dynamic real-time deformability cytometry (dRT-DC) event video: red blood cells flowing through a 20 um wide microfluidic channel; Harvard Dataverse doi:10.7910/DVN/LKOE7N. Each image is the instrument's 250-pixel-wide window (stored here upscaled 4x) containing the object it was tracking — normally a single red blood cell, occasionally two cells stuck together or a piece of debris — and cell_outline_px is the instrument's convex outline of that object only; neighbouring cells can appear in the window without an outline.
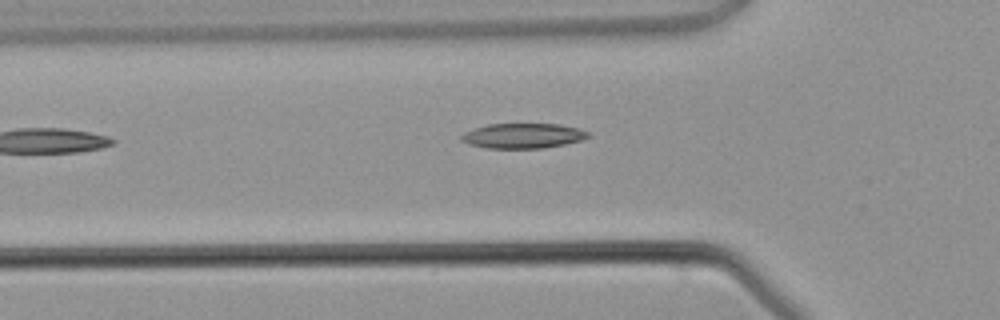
{"species": "common noctule bat (a hibernating species)", "species_latin": "Nyctalus noctula", "temperature_condition": "warm", "stored_images_in_passage": 3, "camera_frame_rate_fps": 3000, "um_per_image_px": 0.085, "animal": {"sex": "male", "body_mass_g": 21.5, "forearm_length_mm": 52.0}, "frame": {"image": 1, "passage_image": 3, "time_ms": 2.667, "image_size_px": [1000, 320], "cell_outline_px": [[592, 136], [580, 140], [564, 144], [544, 148], [488, 148], [468, 144], [460, 140], [460, 136], [464, 132], [472, 128], [488, 124], [560, 124], [580, 128], [592, 132]], "centroid_in_image_um": [44.47, 11.53], "position_along_channel_um": 81.3, "area_um2": 18.73}}